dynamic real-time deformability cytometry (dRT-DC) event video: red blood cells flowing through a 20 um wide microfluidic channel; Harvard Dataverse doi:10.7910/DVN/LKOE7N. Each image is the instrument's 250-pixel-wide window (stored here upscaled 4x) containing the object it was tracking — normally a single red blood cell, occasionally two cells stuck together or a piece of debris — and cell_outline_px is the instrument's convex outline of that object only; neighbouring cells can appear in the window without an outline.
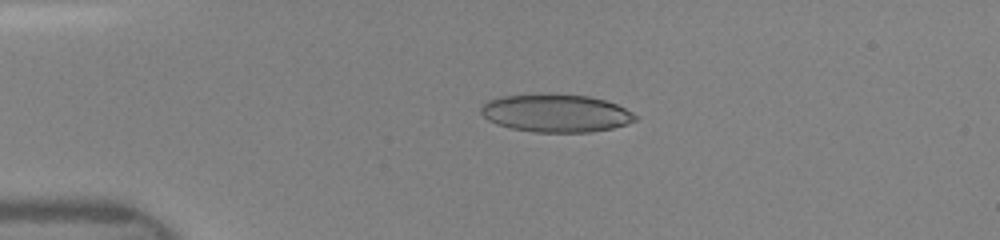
{"species": "human", "species_latin": "Homo sapiens", "temperature_condition": "room temperature", "stored_images_in_passage": 13, "camera_frame_rate_fps": 3000, "um_per_image_px": 0.085, "donor": {"sex": "female"}, "frame": {"image": 1, "passage_image": 1, "time_ms": 0.0, "image_size_px": [1000, 240], "cell_outline_px": [[640, 116], [636, 120], [628, 124], [612, 128], [592, 132], [536, 132], [512, 128], [496, 124], [488, 120], [480, 112], [480, 108], [488, 100], [504, 96], [548, 92], [552, 92], [588, 96], [604, 100], [616, 104]], "centroid_in_image_um": [47.27, 9.6], "position_along_channel_um": 37.7, "area_um2": 34.51}}
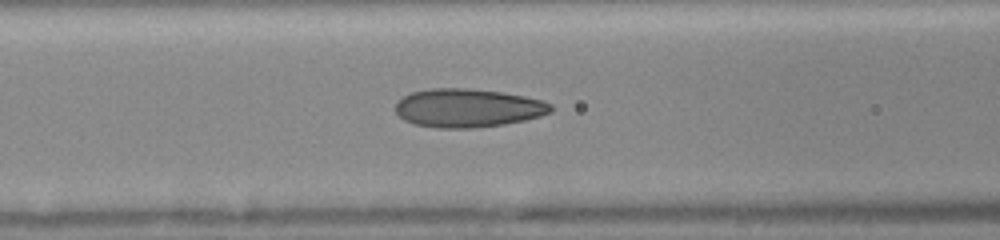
{"frame": {"image": 2, "passage_image": 8, "time_ms": 3.0, "image_size_px": [1000, 240], "cell_outline_px": [[552, 112], [540, 116], [524, 120], [504, 124], [472, 128], [436, 128], [412, 124], [404, 120], [396, 112], [396, 104], [404, 96], [412, 92], [432, 88], [464, 88], [500, 92], [524, 96], [540, 100], [552, 104]], "centroid_in_image_um": [39.75, 9.19], "position_along_channel_um": 126.8, "area_um2": 34.74}}
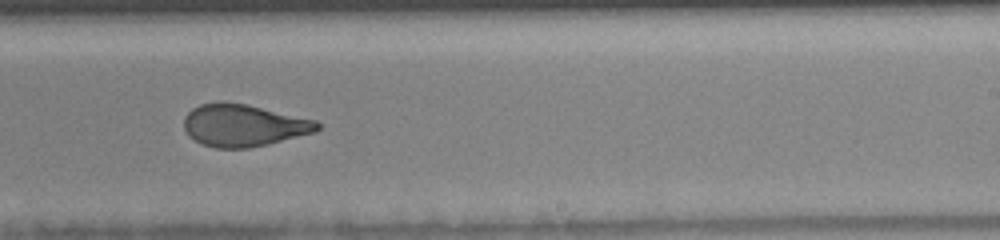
{"frame": {"image": 3, "passage_image": 12, "time_ms": 6.333, "image_size_px": [1000, 240], "cell_outline_px": [[320, 128], [316, 132], [268, 144], [248, 148], [216, 148], [204, 144], [188, 136], [184, 128], [184, 116], [192, 108], [200, 104], [220, 100], [224, 100], [248, 104], [316, 120], [320, 124]], "centroid_in_image_um": [20.69, 10.63], "position_along_channel_um": 268.3, "area_um2": 33.12}}